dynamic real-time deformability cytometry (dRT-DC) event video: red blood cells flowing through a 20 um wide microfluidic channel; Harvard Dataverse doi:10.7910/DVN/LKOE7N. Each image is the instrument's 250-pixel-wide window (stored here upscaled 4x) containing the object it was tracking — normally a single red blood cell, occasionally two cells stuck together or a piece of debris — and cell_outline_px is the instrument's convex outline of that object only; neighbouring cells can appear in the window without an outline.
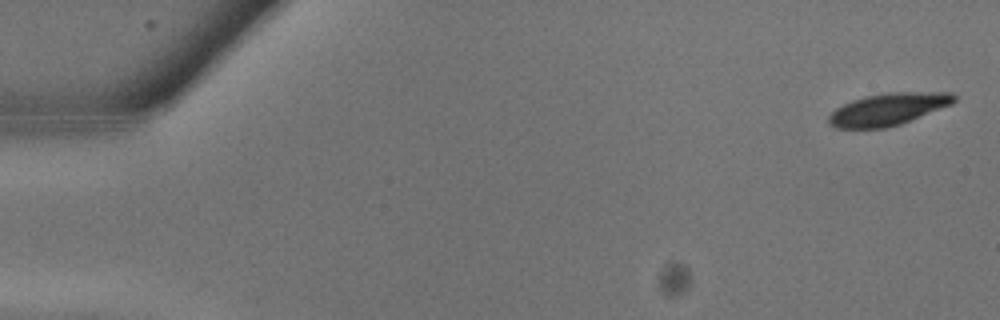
{"species": "common noctule bat (a hibernating species)", "species_latin": "Nyctalus noctula", "temperature_condition": "warm", "stored_images_in_passage": 10, "camera_frame_rate_fps": 3000, "um_per_image_px": 0.085, "animal": {"sex": "male", "body_mass_g": 13.3}, "frame": {"image": 1, "passage_image": 1, "time_ms": 0.0, "image_size_px": [1000, 320], "cell_outline_px": [[956, 100], [952, 104], [900, 124], [884, 128], [836, 128], [828, 124], [828, 116], [836, 108], [852, 100], [864, 96], [888, 92], [952, 92], [956, 96]], "centroid_in_image_um": [75.48, 9.27], "position_along_channel_um": 9.5, "area_um2": 23.47}}
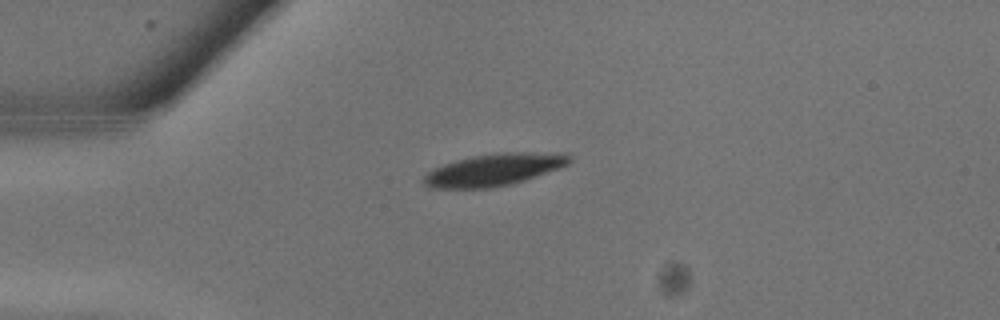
{"frame": {"image": 2, "passage_image": 7, "time_ms": 2.0, "image_size_px": [1000, 320], "cell_outline_px": [[572, 160], [568, 164], [560, 168], [512, 184], [492, 188], [428, 188], [424, 184], [424, 176], [432, 168], [456, 160], [472, 156], [500, 152], [564, 152], [572, 156]], "centroid_in_image_um": [42.03, 14.41], "position_along_channel_um": 43.0, "area_um2": 27.51}}
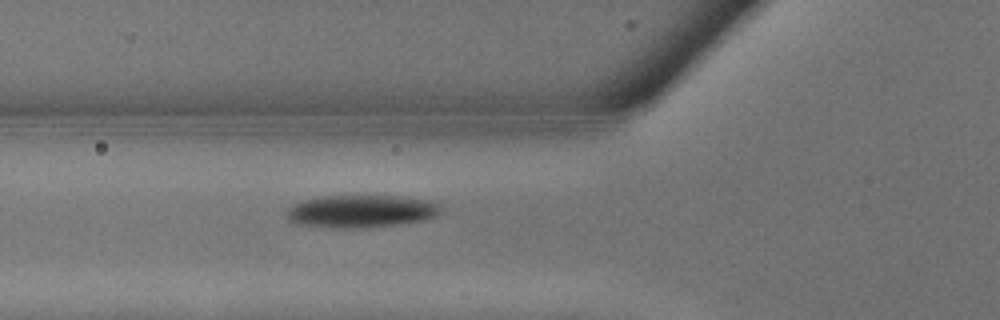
{"frame": {"image": 3, "passage_image": 10, "time_ms": 3.0, "image_size_px": [1000, 320], "cell_outline_px": [[444, 212], [436, 216], [424, 220], [400, 224], [364, 228], [336, 228], [300, 224], [292, 220], [288, 216], [288, 208], [292, 204], [300, 200], [324, 196], [400, 196], [428, 200], [440, 204], [444, 208]], "centroid_in_image_um": [30.78, 17.95], "position_along_channel_um": 95.0, "area_um2": 29.48}}